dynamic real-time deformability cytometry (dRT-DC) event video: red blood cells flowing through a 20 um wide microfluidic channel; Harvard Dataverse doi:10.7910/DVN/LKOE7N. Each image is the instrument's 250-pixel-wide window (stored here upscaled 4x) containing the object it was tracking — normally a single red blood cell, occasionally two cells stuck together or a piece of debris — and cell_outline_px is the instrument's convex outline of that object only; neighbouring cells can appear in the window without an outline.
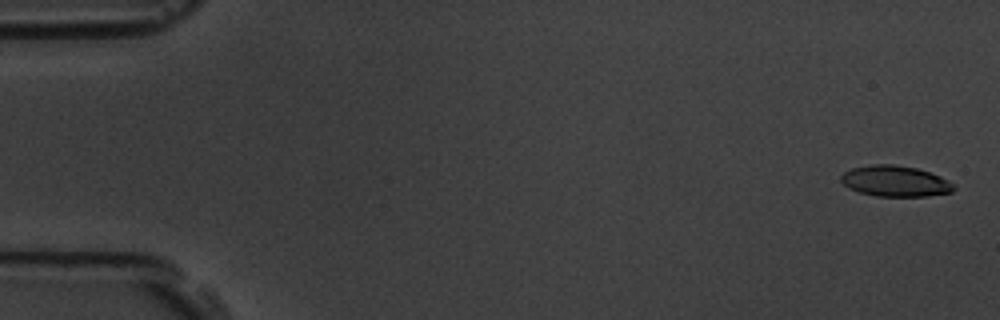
{"species": "common noctule bat (a hibernating species)", "species_latin": "Nyctalus noctula", "temperature_condition": "room temperature", "stored_images_in_passage": 10, "camera_frame_rate_fps": 3000, "um_per_image_px": 0.085, "animal": {"sex": "male", "body_mass_g": 19.5, "forearm_length_mm": 54.6}, "frame": {"image": 1, "passage_image": 1, "time_ms": 0.0, "image_size_px": [1000, 320], "cell_outline_px": [[956, 188], [952, 192], [928, 196], [876, 196], [860, 192], [848, 188], [840, 180], [840, 176], [844, 172], [852, 168], [872, 164], [892, 164], [916, 168], [940, 176], [948, 180]], "centroid_in_image_um": [76.08, 15.4], "position_along_channel_um": 8.9, "area_um2": 20.23}}
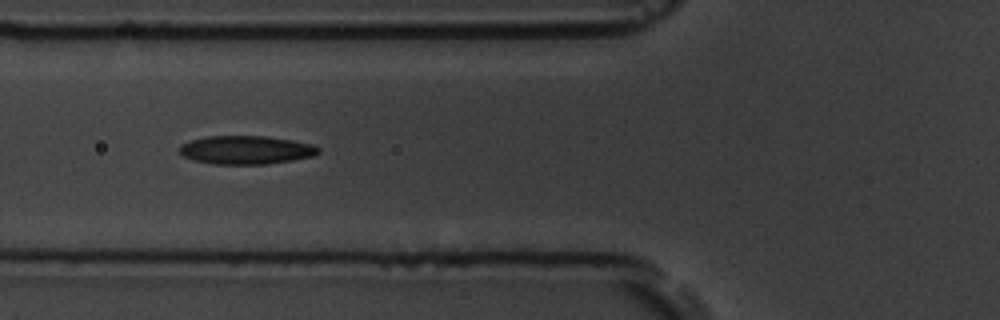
{"frame": {"image": 2, "passage_image": 7, "time_ms": 2.0, "image_size_px": [1000, 320], "cell_outline_px": [[320, 152], [312, 156], [292, 160], [268, 164], [212, 164], [192, 160], [184, 156], [180, 152], [180, 144], [192, 140], [208, 136], [268, 136], [292, 140], [312, 144], [320, 148]], "centroid_in_image_um": [20.92, 12.74], "position_along_channel_um": 104.9, "area_um2": 23.06}}
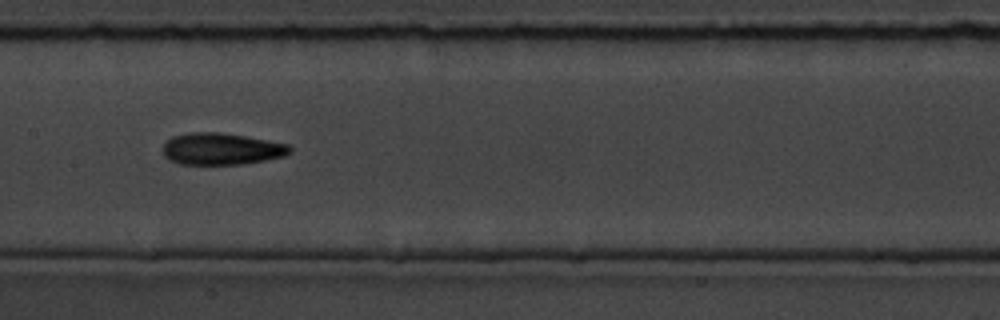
{"frame": {"image": 3, "passage_image": 9, "time_ms": 2.667, "image_size_px": [1000, 320], "cell_outline_px": [[292, 152], [284, 156], [264, 160], [240, 164], [180, 164], [168, 160], [164, 156], [164, 144], [172, 136], [192, 132], [220, 132], [244, 136], [288, 144], [292, 148]], "centroid_in_image_um": [18.81, 12.65], "position_along_channel_um": 188.6, "area_um2": 23.41}}